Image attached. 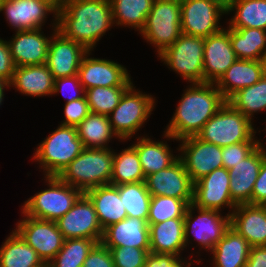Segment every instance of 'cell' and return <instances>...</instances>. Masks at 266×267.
<instances>
[{"instance_id":"cell-53","label":"cell","mask_w":266,"mask_h":267,"mask_svg":"<svg viewBox=\"0 0 266 267\" xmlns=\"http://www.w3.org/2000/svg\"><path fill=\"white\" fill-rule=\"evenodd\" d=\"M5 87L8 88V85H6L2 80H0V90H5Z\"/></svg>"},{"instance_id":"cell-21","label":"cell","mask_w":266,"mask_h":267,"mask_svg":"<svg viewBox=\"0 0 266 267\" xmlns=\"http://www.w3.org/2000/svg\"><path fill=\"white\" fill-rule=\"evenodd\" d=\"M41 30L42 28L15 31L16 34L8 41L15 67L41 65L47 62L51 36L46 37Z\"/></svg>"},{"instance_id":"cell-22","label":"cell","mask_w":266,"mask_h":267,"mask_svg":"<svg viewBox=\"0 0 266 267\" xmlns=\"http://www.w3.org/2000/svg\"><path fill=\"white\" fill-rule=\"evenodd\" d=\"M263 160V143L229 169L230 193L237 204H252V192Z\"/></svg>"},{"instance_id":"cell-44","label":"cell","mask_w":266,"mask_h":267,"mask_svg":"<svg viewBox=\"0 0 266 267\" xmlns=\"http://www.w3.org/2000/svg\"><path fill=\"white\" fill-rule=\"evenodd\" d=\"M90 113L85 95L80 99L66 102L64 106L65 120L61 122V125L77 127Z\"/></svg>"},{"instance_id":"cell-43","label":"cell","mask_w":266,"mask_h":267,"mask_svg":"<svg viewBox=\"0 0 266 267\" xmlns=\"http://www.w3.org/2000/svg\"><path fill=\"white\" fill-rule=\"evenodd\" d=\"M260 144V141H246L222 147L223 167L227 170L233 168L249 156Z\"/></svg>"},{"instance_id":"cell-6","label":"cell","mask_w":266,"mask_h":267,"mask_svg":"<svg viewBox=\"0 0 266 267\" xmlns=\"http://www.w3.org/2000/svg\"><path fill=\"white\" fill-rule=\"evenodd\" d=\"M255 134L252 121L226 102L196 136L207 143L225 147L239 142L260 141L255 139Z\"/></svg>"},{"instance_id":"cell-54","label":"cell","mask_w":266,"mask_h":267,"mask_svg":"<svg viewBox=\"0 0 266 267\" xmlns=\"http://www.w3.org/2000/svg\"><path fill=\"white\" fill-rule=\"evenodd\" d=\"M4 91L5 90H0V105L2 104V101L4 99Z\"/></svg>"},{"instance_id":"cell-9","label":"cell","mask_w":266,"mask_h":267,"mask_svg":"<svg viewBox=\"0 0 266 267\" xmlns=\"http://www.w3.org/2000/svg\"><path fill=\"white\" fill-rule=\"evenodd\" d=\"M203 50L204 38L182 33L159 57L189 83H204Z\"/></svg>"},{"instance_id":"cell-27","label":"cell","mask_w":266,"mask_h":267,"mask_svg":"<svg viewBox=\"0 0 266 267\" xmlns=\"http://www.w3.org/2000/svg\"><path fill=\"white\" fill-rule=\"evenodd\" d=\"M149 230L151 253L174 254L181 257V251L186 248L184 218H174L157 224H149Z\"/></svg>"},{"instance_id":"cell-42","label":"cell","mask_w":266,"mask_h":267,"mask_svg":"<svg viewBox=\"0 0 266 267\" xmlns=\"http://www.w3.org/2000/svg\"><path fill=\"white\" fill-rule=\"evenodd\" d=\"M110 250L114 267H145L150 249L135 247H107Z\"/></svg>"},{"instance_id":"cell-18","label":"cell","mask_w":266,"mask_h":267,"mask_svg":"<svg viewBox=\"0 0 266 267\" xmlns=\"http://www.w3.org/2000/svg\"><path fill=\"white\" fill-rule=\"evenodd\" d=\"M145 183L151 196H170L192 204L194 182L180 158L168 168L148 175Z\"/></svg>"},{"instance_id":"cell-19","label":"cell","mask_w":266,"mask_h":267,"mask_svg":"<svg viewBox=\"0 0 266 267\" xmlns=\"http://www.w3.org/2000/svg\"><path fill=\"white\" fill-rule=\"evenodd\" d=\"M236 60L237 56L230 41L229 26L204 38V83H216Z\"/></svg>"},{"instance_id":"cell-5","label":"cell","mask_w":266,"mask_h":267,"mask_svg":"<svg viewBox=\"0 0 266 267\" xmlns=\"http://www.w3.org/2000/svg\"><path fill=\"white\" fill-rule=\"evenodd\" d=\"M49 188L26 200L22 212L30 217L57 221L75 204L83 192L64 183L58 176H44Z\"/></svg>"},{"instance_id":"cell-32","label":"cell","mask_w":266,"mask_h":267,"mask_svg":"<svg viewBox=\"0 0 266 267\" xmlns=\"http://www.w3.org/2000/svg\"><path fill=\"white\" fill-rule=\"evenodd\" d=\"M229 35L237 59H266V30L257 28L232 29L229 27Z\"/></svg>"},{"instance_id":"cell-45","label":"cell","mask_w":266,"mask_h":267,"mask_svg":"<svg viewBox=\"0 0 266 267\" xmlns=\"http://www.w3.org/2000/svg\"><path fill=\"white\" fill-rule=\"evenodd\" d=\"M177 257L174 254L151 253L146 256L145 267H190L192 261Z\"/></svg>"},{"instance_id":"cell-20","label":"cell","mask_w":266,"mask_h":267,"mask_svg":"<svg viewBox=\"0 0 266 267\" xmlns=\"http://www.w3.org/2000/svg\"><path fill=\"white\" fill-rule=\"evenodd\" d=\"M0 11L16 31L42 28L49 13L57 19V11L42 0H2Z\"/></svg>"},{"instance_id":"cell-25","label":"cell","mask_w":266,"mask_h":267,"mask_svg":"<svg viewBox=\"0 0 266 267\" xmlns=\"http://www.w3.org/2000/svg\"><path fill=\"white\" fill-rule=\"evenodd\" d=\"M265 73V60L237 59L215 84L228 100L240 89L257 83Z\"/></svg>"},{"instance_id":"cell-13","label":"cell","mask_w":266,"mask_h":267,"mask_svg":"<svg viewBox=\"0 0 266 267\" xmlns=\"http://www.w3.org/2000/svg\"><path fill=\"white\" fill-rule=\"evenodd\" d=\"M56 223L65 239L89 238L101 243L104 230L99 223L92 201L85 193Z\"/></svg>"},{"instance_id":"cell-39","label":"cell","mask_w":266,"mask_h":267,"mask_svg":"<svg viewBox=\"0 0 266 267\" xmlns=\"http://www.w3.org/2000/svg\"><path fill=\"white\" fill-rule=\"evenodd\" d=\"M98 242L89 238L65 239L63 247L46 267H82Z\"/></svg>"},{"instance_id":"cell-40","label":"cell","mask_w":266,"mask_h":267,"mask_svg":"<svg viewBox=\"0 0 266 267\" xmlns=\"http://www.w3.org/2000/svg\"><path fill=\"white\" fill-rule=\"evenodd\" d=\"M130 86L93 87L85 90L90 112L109 115L119 104L124 92Z\"/></svg>"},{"instance_id":"cell-3","label":"cell","mask_w":266,"mask_h":267,"mask_svg":"<svg viewBox=\"0 0 266 267\" xmlns=\"http://www.w3.org/2000/svg\"><path fill=\"white\" fill-rule=\"evenodd\" d=\"M114 151L110 148H84L58 175L64 182L85 193L110 184Z\"/></svg>"},{"instance_id":"cell-46","label":"cell","mask_w":266,"mask_h":267,"mask_svg":"<svg viewBox=\"0 0 266 267\" xmlns=\"http://www.w3.org/2000/svg\"><path fill=\"white\" fill-rule=\"evenodd\" d=\"M67 88L71 89L70 91H72L73 89L74 90L73 92H71L72 95L67 97L68 99L66 100V102H71L73 100L80 99L85 95V90L83 89V86L80 83L78 75L55 79L53 95L58 94L57 92H61V91L63 95H65L64 92L66 91Z\"/></svg>"},{"instance_id":"cell-28","label":"cell","mask_w":266,"mask_h":267,"mask_svg":"<svg viewBox=\"0 0 266 267\" xmlns=\"http://www.w3.org/2000/svg\"><path fill=\"white\" fill-rule=\"evenodd\" d=\"M85 194L92 201L103 230L127 217L116 185H101L87 190Z\"/></svg>"},{"instance_id":"cell-12","label":"cell","mask_w":266,"mask_h":267,"mask_svg":"<svg viewBox=\"0 0 266 267\" xmlns=\"http://www.w3.org/2000/svg\"><path fill=\"white\" fill-rule=\"evenodd\" d=\"M182 33L207 38L220 32L226 10L212 0H180Z\"/></svg>"},{"instance_id":"cell-47","label":"cell","mask_w":266,"mask_h":267,"mask_svg":"<svg viewBox=\"0 0 266 267\" xmlns=\"http://www.w3.org/2000/svg\"><path fill=\"white\" fill-rule=\"evenodd\" d=\"M82 267H114L109 248L97 243L88 253Z\"/></svg>"},{"instance_id":"cell-30","label":"cell","mask_w":266,"mask_h":267,"mask_svg":"<svg viewBox=\"0 0 266 267\" xmlns=\"http://www.w3.org/2000/svg\"><path fill=\"white\" fill-rule=\"evenodd\" d=\"M132 145L137 151L145 177L168 168L179 159L180 154L175 156L167 142L153 141L147 136L137 138V143Z\"/></svg>"},{"instance_id":"cell-48","label":"cell","mask_w":266,"mask_h":267,"mask_svg":"<svg viewBox=\"0 0 266 267\" xmlns=\"http://www.w3.org/2000/svg\"><path fill=\"white\" fill-rule=\"evenodd\" d=\"M15 65L11 58V50L7 40L0 38V80L8 85L14 75Z\"/></svg>"},{"instance_id":"cell-17","label":"cell","mask_w":266,"mask_h":267,"mask_svg":"<svg viewBox=\"0 0 266 267\" xmlns=\"http://www.w3.org/2000/svg\"><path fill=\"white\" fill-rule=\"evenodd\" d=\"M91 51H88L82 58L78 77L84 90L101 86H131V76L127 68L115 61L92 58Z\"/></svg>"},{"instance_id":"cell-33","label":"cell","mask_w":266,"mask_h":267,"mask_svg":"<svg viewBox=\"0 0 266 267\" xmlns=\"http://www.w3.org/2000/svg\"><path fill=\"white\" fill-rule=\"evenodd\" d=\"M232 11L235 15L228 21L230 28L266 30V0H233L226 14Z\"/></svg>"},{"instance_id":"cell-14","label":"cell","mask_w":266,"mask_h":267,"mask_svg":"<svg viewBox=\"0 0 266 267\" xmlns=\"http://www.w3.org/2000/svg\"><path fill=\"white\" fill-rule=\"evenodd\" d=\"M181 141L179 158L191 180L195 183L213 170L223 167L222 147L202 141L197 136H189Z\"/></svg>"},{"instance_id":"cell-29","label":"cell","mask_w":266,"mask_h":267,"mask_svg":"<svg viewBox=\"0 0 266 267\" xmlns=\"http://www.w3.org/2000/svg\"><path fill=\"white\" fill-rule=\"evenodd\" d=\"M250 249L249 242L230 227L210 251L213 267H245Z\"/></svg>"},{"instance_id":"cell-35","label":"cell","mask_w":266,"mask_h":267,"mask_svg":"<svg viewBox=\"0 0 266 267\" xmlns=\"http://www.w3.org/2000/svg\"><path fill=\"white\" fill-rule=\"evenodd\" d=\"M113 23L132 27L140 31L144 28L154 0H110Z\"/></svg>"},{"instance_id":"cell-31","label":"cell","mask_w":266,"mask_h":267,"mask_svg":"<svg viewBox=\"0 0 266 267\" xmlns=\"http://www.w3.org/2000/svg\"><path fill=\"white\" fill-rule=\"evenodd\" d=\"M0 267H46L20 235L13 230L0 248Z\"/></svg>"},{"instance_id":"cell-41","label":"cell","mask_w":266,"mask_h":267,"mask_svg":"<svg viewBox=\"0 0 266 267\" xmlns=\"http://www.w3.org/2000/svg\"><path fill=\"white\" fill-rule=\"evenodd\" d=\"M189 205L182 199L170 196H152L148 224H157L169 219L184 218Z\"/></svg>"},{"instance_id":"cell-52","label":"cell","mask_w":266,"mask_h":267,"mask_svg":"<svg viewBox=\"0 0 266 267\" xmlns=\"http://www.w3.org/2000/svg\"><path fill=\"white\" fill-rule=\"evenodd\" d=\"M216 3H218L219 5H221L225 10L228 9L230 3L233 1V0H212Z\"/></svg>"},{"instance_id":"cell-24","label":"cell","mask_w":266,"mask_h":267,"mask_svg":"<svg viewBox=\"0 0 266 267\" xmlns=\"http://www.w3.org/2000/svg\"><path fill=\"white\" fill-rule=\"evenodd\" d=\"M230 227L251 247L266 246V210L259 204H239L230 213Z\"/></svg>"},{"instance_id":"cell-10","label":"cell","mask_w":266,"mask_h":267,"mask_svg":"<svg viewBox=\"0 0 266 267\" xmlns=\"http://www.w3.org/2000/svg\"><path fill=\"white\" fill-rule=\"evenodd\" d=\"M198 212L196 217L193 212ZM221 211L200 209L189 204L184 216V238L186 247L190 244V237H194L198 246L211 251L218 241L230 228V212L222 216ZM193 234V235H192ZM189 243V244H188Z\"/></svg>"},{"instance_id":"cell-34","label":"cell","mask_w":266,"mask_h":267,"mask_svg":"<svg viewBox=\"0 0 266 267\" xmlns=\"http://www.w3.org/2000/svg\"><path fill=\"white\" fill-rule=\"evenodd\" d=\"M77 135L84 148H109L114 133L107 115L90 113L77 127Z\"/></svg>"},{"instance_id":"cell-26","label":"cell","mask_w":266,"mask_h":267,"mask_svg":"<svg viewBox=\"0 0 266 267\" xmlns=\"http://www.w3.org/2000/svg\"><path fill=\"white\" fill-rule=\"evenodd\" d=\"M54 80L46 63L15 67L8 88L14 86L19 93L27 96H48L53 95Z\"/></svg>"},{"instance_id":"cell-2","label":"cell","mask_w":266,"mask_h":267,"mask_svg":"<svg viewBox=\"0 0 266 267\" xmlns=\"http://www.w3.org/2000/svg\"><path fill=\"white\" fill-rule=\"evenodd\" d=\"M185 89L170 123L164 131L168 140L196 136L227 102L215 83H191Z\"/></svg>"},{"instance_id":"cell-50","label":"cell","mask_w":266,"mask_h":267,"mask_svg":"<svg viewBox=\"0 0 266 267\" xmlns=\"http://www.w3.org/2000/svg\"><path fill=\"white\" fill-rule=\"evenodd\" d=\"M245 267H266V246L251 247Z\"/></svg>"},{"instance_id":"cell-49","label":"cell","mask_w":266,"mask_h":267,"mask_svg":"<svg viewBox=\"0 0 266 267\" xmlns=\"http://www.w3.org/2000/svg\"><path fill=\"white\" fill-rule=\"evenodd\" d=\"M266 201V149L263 146V160L252 192V204L261 205Z\"/></svg>"},{"instance_id":"cell-11","label":"cell","mask_w":266,"mask_h":267,"mask_svg":"<svg viewBox=\"0 0 266 267\" xmlns=\"http://www.w3.org/2000/svg\"><path fill=\"white\" fill-rule=\"evenodd\" d=\"M14 229L47 265L63 247L65 238L56 221L41 220L25 215Z\"/></svg>"},{"instance_id":"cell-23","label":"cell","mask_w":266,"mask_h":267,"mask_svg":"<svg viewBox=\"0 0 266 267\" xmlns=\"http://www.w3.org/2000/svg\"><path fill=\"white\" fill-rule=\"evenodd\" d=\"M101 243L105 247L150 249L149 224L144 219L126 217L104 229Z\"/></svg>"},{"instance_id":"cell-7","label":"cell","mask_w":266,"mask_h":267,"mask_svg":"<svg viewBox=\"0 0 266 267\" xmlns=\"http://www.w3.org/2000/svg\"><path fill=\"white\" fill-rule=\"evenodd\" d=\"M140 34L158 55L174 44L182 34L180 0H154Z\"/></svg>"},{"instance_id":"cell-36","label":"cell","mask_w":266,"mask_h":267,"mask_svg":"<svg viewBox=\"0 0 266 267\" xmlns=\"http://www.w3.org/2000/svg\"><path fill=\"white\" fill-rule=\"evenodd\" d=\"M145 180L146 177L142 171L137 151L133 145L122 149L118 154L114 152L110 184L118 186Z\"/></svg>"},{"instance_id":"cell-16","label":"cell","mask_w":266,"mask_h":267,"mask_svg":"<svg viewBox=\"0 0 266 267\" xmlns=\"http://www.w3.org/2000/svg\"><path fill=\"white\" fill-rule=\"evenodd\" d=\"M52 24L54 32L49 42L46 65L54 79L78 75L82 58L88 50L80 43L64 37L57 30V19Z\"/></svg>"},{"instance_id":"cell-8","label":"cell","mask_w":266,"mask_h":267,"mask_svg":"<svg viewBox=\"0 0 266 267\" xmlns=\"http://www.w3.org/2000/svg\"><path fill=\"white\" fill-rule=\"evenodd\" d=\"M155 102L152 95L136 90L133 84L124 92L118 106L108 115L119 141L138 132L151 115Z\"/></svg>"},{"instance_id":"cell-1","label":"cell","mask_w":266,"mask_h":267,"mask_svg":"<svg viewBox=\"0 0 266 267\" xmlns=\"http://www.w3.org/2000/svg\"><path fill=\"white\" fill-rule=\"evenodd\" d=\"M113 24L110 0H65L57 12V30L88 51Z\"/></svg>"},{"instance_id":"cell-51","label":"cell","mask_w":266,"mask_h":267,"mask_svg":"<svg viewBox=\"0 0 266 267\" xmlns=\"http://www.w3.org/2000/svg\"><path fill=\"white\" fill-rule=\"evenodd\" d=\"M51 5L57 12L63 7L65 0H42Z\"/></svg>"},{"instance_id":"cell-55","label":"cell","mask_w":266,"mask_h":267,"mask_svg":"<svg viewBox=\"0 0 266 267\" xmlns=\"http://www.w3.org/2000/svg\"><path fill=\"white\" fill-rule=\"evenodd\" d=\"M263 206V208L266 210V201L264 203L261 204Z\"/></svg>"},{"instance_id":"cell-15","label":"cell","mask_w":266,"mask_h":267,"mask_svg":"<svg viewBox=\"0 0 266 267\" xmlns=\"http://www.w3.org/2000/svg\"><path fill=\"white\" fill-rule=\"evenodd\" d=\"M229 185V172L226 168L213 170L194 183L192 205L217 211L227 207L233 212L237 204L231 198Z\"/></svg>"},{"instance_id":"cell-4","label":"cell","mask_w":266,"mask_h":267,"mask_svg":"<svg viewBox=\"0 0 266 267\" xmlns=\"http://www.w3.org/2000/svg\"><path fill=\"white\" fill-rule=\"evenodd\" d=\"M36 148L33 159L45 176H58L84 149L73 126L59 125Z\"/></svg>"},{"instance_id":"cell-37","label":"cell","mask_w":266,"mask_h":267,"mask_svg":"<svg viewBox=\"0 0 266 267\" xmlns=\"http://www.w3.org/2000/svg\"><path fill=\"white\" fill-rule=\"evenodd\" d=\"M227 102L252 121L255 113L266 110V73L257 83L237 91Z\"/></svg>"},{"instance_id":"cell-38","label":"cell","mask_w":266,"mask_h":267,"mask_svg":"<svg viewBox=\"0 0 266 267\" xmlns=\"http://www.w3.org/2000/svg\"><path fill=\"white\" fill-rule=\"evenodd\" d=\"M117 189L127 217L147 221L152 196L147 190L145 181L121 184L117 186Z\"/></svg>"}]
</instances>
